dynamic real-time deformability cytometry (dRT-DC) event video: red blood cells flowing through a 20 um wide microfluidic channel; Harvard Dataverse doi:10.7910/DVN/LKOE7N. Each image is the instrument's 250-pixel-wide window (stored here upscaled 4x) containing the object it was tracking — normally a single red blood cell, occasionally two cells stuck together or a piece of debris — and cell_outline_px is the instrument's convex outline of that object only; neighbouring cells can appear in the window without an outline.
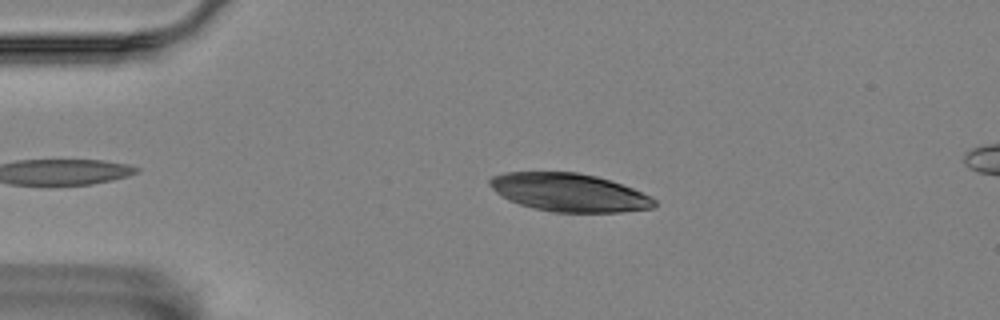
{"species": "Egyptian fruit bat (a non-hibernating species)", "species_latin": "Rousettus aegyptiacus", "temperature_condition": "room temperature", "stored_images_in_passage": 50, "camera_frame_rate_fps": 3000, "um_per_image_px": 0.085, "animal": {"sex": "female"}, "frame": {"image": 1, "passage_image": 11, "time_ms": 3.333, "image_size_px": [1000, 320], "cell_outline_px": [[656, 204], [652, 208], [620, 212], [552, 212], [520, 204], [508, 200], [496, 192], [488, 184], [488, 180], [492, 176], [504, 172], [580, 172], [612, 180], [632, 188], [656, 200]], "centroid_in_image_um": [48.35, 16.35], "position_along_channel_um": 36.6, "area_um2": 36.53}}
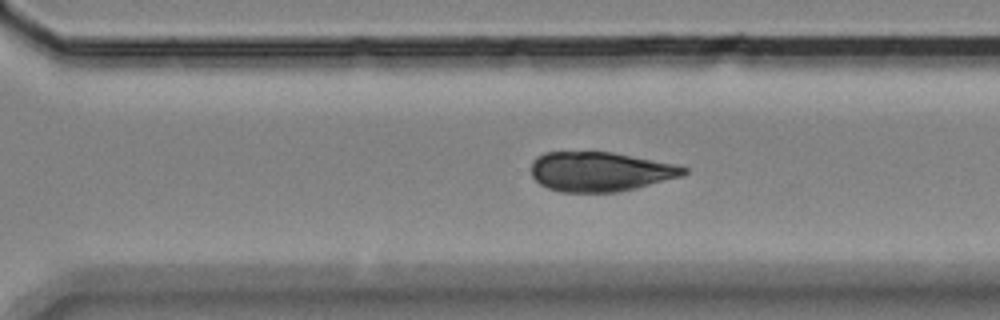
{"frame": {"image": 2, "passage_image": 38, "time_ms": 12.333, "image_size_px": [1000, 320], "cell_outline_px": [[688, 172], [680, 176], [636, 188], [616, 192], [560, 192], [548, 188], [540, 184], [532, 176], [532, 160], [536, 156], [544, 152], [612, 152], [676, 164], [688, 168]], "centroid_in_image_um": [50.99, 14.58], "position_along_channel_um": 319.6, "area_um2": 35.08}}
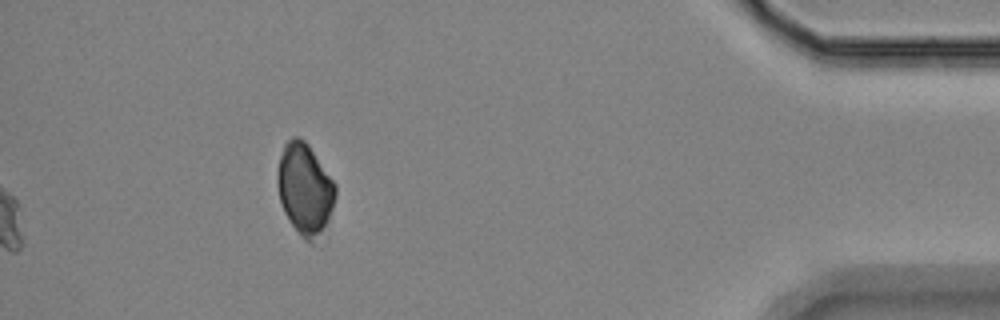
{"frame": {"image": 3, "passage_image": 50, "time_ms": 16.333, "image_size_px": [1000, 320], "cell_outline_px": [[336, 196], [328, 220], [312, 244], [304, 240], [300, 236], [284, 212], [280, 200], [276, 180], [276, 172], [280, 156], [284, 144], [292, 136], [300, 136], [308, 144], [336, 184]], "centroid_in_image_um": [25.89, 16.03], "position_along_channel_um": 409.3, "area_um2": 30.75}}